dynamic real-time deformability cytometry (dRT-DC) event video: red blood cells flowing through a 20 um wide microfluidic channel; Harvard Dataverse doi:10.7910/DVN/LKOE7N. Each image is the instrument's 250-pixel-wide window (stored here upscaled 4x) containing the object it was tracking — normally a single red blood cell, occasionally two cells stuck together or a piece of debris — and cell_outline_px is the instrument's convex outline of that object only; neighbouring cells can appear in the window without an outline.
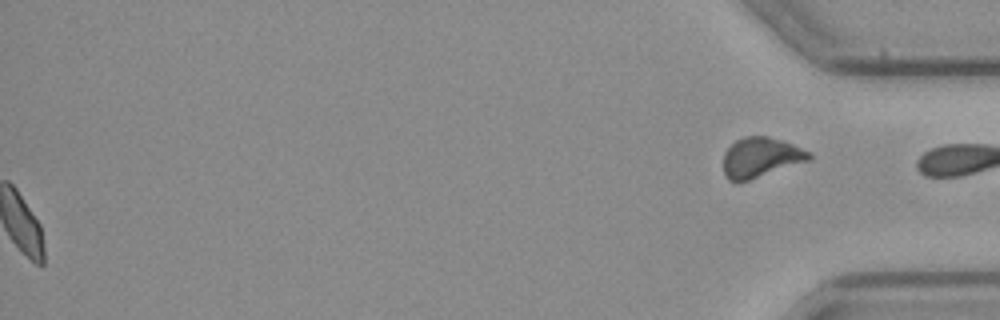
{"species": "common noctule bat (a hibernating species)", "species_latin": "Nyctalus noctula", "temperature_condition": "cold", "stored_images_in_passage": 54, "segment_of_instrument_passage": [2, 2], "camera_frame_rate_fps": 3000, "um_per_image_px": 0.085, "animal": {"sex": "female", "body_mass_g": 21.9}, "frame": {"image": 1, "passage_image": 54, "time_ms": 17.667, "image_size_px": [1000, 320], "cell_outline_px": [[812, 160], [748, 180], [728, 180], [724, 172], [724, 152], [736, 140], [744, 136], [768, 136], [792, 144], [812, 152]], "centroid_in_image_um": [64.7, 13.36], "position_along_channel_um": 370.5, "area_um2": 19.83}}